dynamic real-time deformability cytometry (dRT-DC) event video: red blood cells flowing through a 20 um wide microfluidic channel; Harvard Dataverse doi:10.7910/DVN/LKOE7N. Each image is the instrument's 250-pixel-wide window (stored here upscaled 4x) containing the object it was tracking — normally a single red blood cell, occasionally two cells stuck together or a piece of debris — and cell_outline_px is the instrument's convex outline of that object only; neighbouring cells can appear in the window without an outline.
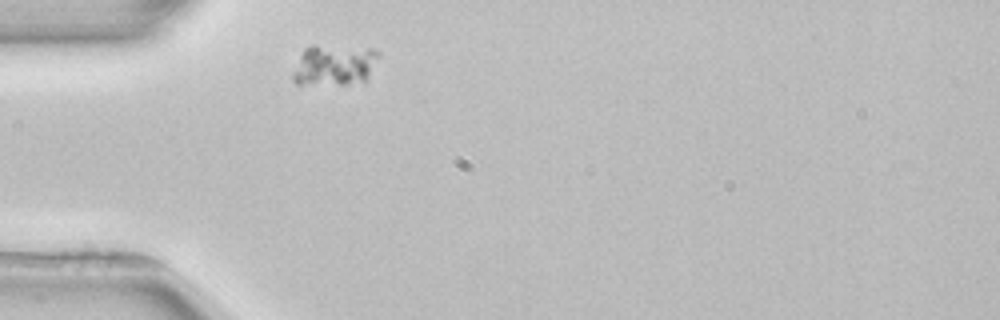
{"species": "common noctule bat (a hibernating species)", "species_latin": "Nyctalus noctula", "temperature_condition": "room temperature", "stored_images_in_passage": 1, "camera_frame_rate_fps": 3000, "um_per_image_px": 0.085, "animal": {"sex": "female", "body_mass_g": 22.7, "forearm_length_mm": 54.2}, "frame": {"image": 1, "passage_image": 1, "time_ms": 0.0, "image_size_px": [1000, 320], "cell_outline_px": [[380, 52], [368, 76], [364, 80], [344, 84], [296, 84], [292, 80], [292, 72], [304, 48], [312, 44], [372, 48]], "centroid_in_image_um": [28.37, 5.5], "position_along_channel_um": 56.6, "area_um2": 20.46}}